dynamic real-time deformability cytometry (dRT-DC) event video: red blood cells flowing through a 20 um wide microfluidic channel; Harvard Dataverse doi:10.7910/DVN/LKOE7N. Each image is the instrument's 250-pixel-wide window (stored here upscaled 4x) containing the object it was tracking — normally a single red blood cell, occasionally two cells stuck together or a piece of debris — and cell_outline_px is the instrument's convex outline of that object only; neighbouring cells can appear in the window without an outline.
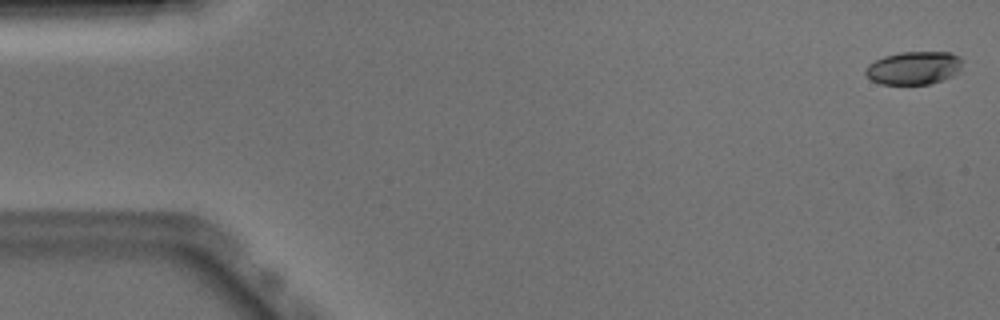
{"species": "Egyptian fruit bat (a non-hibernating species)", "species_latin": "Rousettus aegyptiacus", "temperature_condition": "warm", "stored_images_in_passage": 51, "camera_frame_rate_fps": 3000, "um_per_image_px": 0.085, "animal": {"sex": "male"}, "frame": {"image": 1, "passage_image": 1, "time_ms": 0.0, "image_size_px": [1000, 320], "cell_outline_px": [[964, 60], [960, 68], [952, 76], [944, 80], [928, 84], [880, 84], [872, 80], [864, 72], [868, 64], [884, 56], [900, 52], [948, 52], [960, 56]], "centroid_in_image_um": [77.69, 5.77], "position_along_channel_um": 7.3, "area_um2": 18.73}}
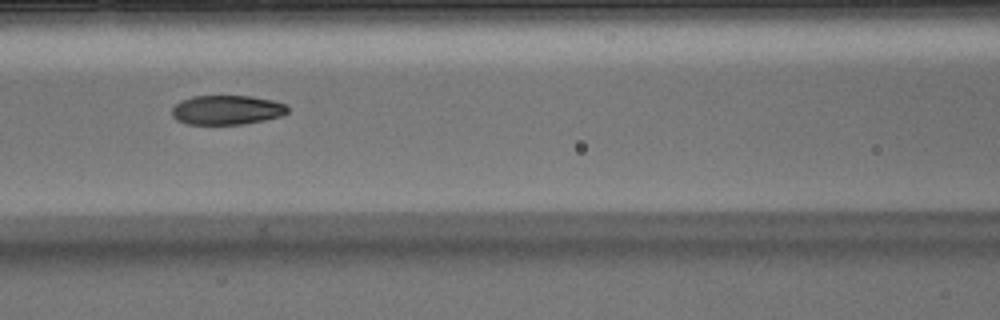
{"frame": {"image": 2, "passage_image": 22, "time_ms": 7.0, "image_size_px": [1000, 320], "cell_outline_px": [[288, 112], [280, 116], [264, 120], [244, 124], [188, 124], [176, 120], [172, 116], [172, 108], [180, 100], [192, 96], [252, 96], [272, 100], [284, 104], [288, 108]], "centroid_in_image_um": [19.25, 9.34], "position_along_channel_um": 147.3, "area_um2": 19.83}}
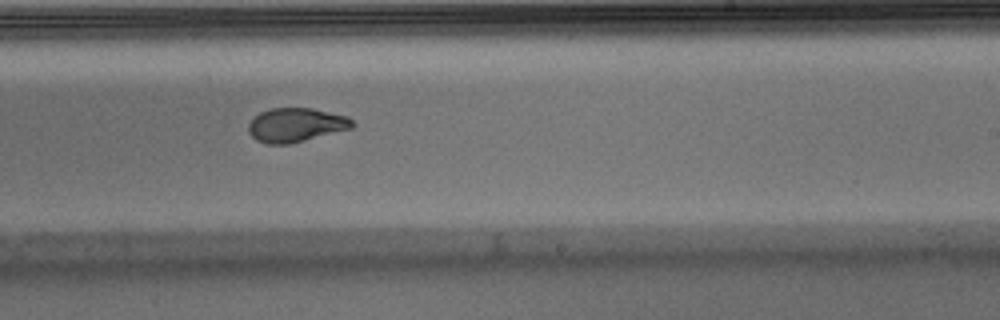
{"frame": {"image": 3, "passage_image": 31, "time_ms": 10.0, "image_size_px": [1000, 320], "cell_outline_px": [[352, 128], [288, 144], [264, 144], [256, 140], [248, 132], [248, 124], [260, 112], [272, 108], [312, 108], [348, 116], [352, 120]], "centroid_in_image_um": [25.12, 10.62], "position_along_channel_um": 263.9, "area_um2": 20.4}, "authors_computed_cell_mechanics": {"area_um2": 20.808, "velocity_mm_per_s": 3.8972, "shape_relaxation_time_tau1_ms": 6.6718, "shape_relaxation_time_tau2_ms": 1.4342, "deformation_change_tau1": 0.2122, "deformation_change_tau2": 0.0656}}